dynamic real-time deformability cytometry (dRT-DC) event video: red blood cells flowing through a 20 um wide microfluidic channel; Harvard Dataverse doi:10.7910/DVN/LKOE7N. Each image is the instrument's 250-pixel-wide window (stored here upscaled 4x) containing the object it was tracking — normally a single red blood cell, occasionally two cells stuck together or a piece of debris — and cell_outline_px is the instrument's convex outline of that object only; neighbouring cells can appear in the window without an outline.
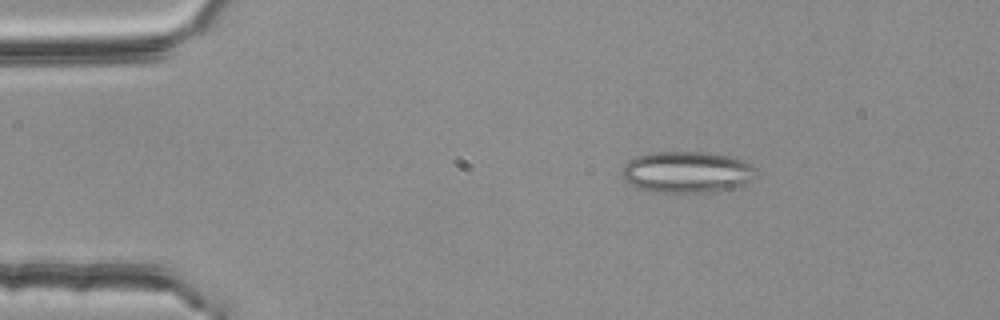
{"species": "common noctule bat (a hibernating species)", "species_latin": "Nyctalus noctula", "temperature_condition": "room temperature", "stored_images_in_passage": 2, "camera_frame_rate_fps": 3000, "um_per_image_px": 0.085, "animal": {"sex": "female", "body_mass_g": 25.1}, "frame": {"image": 1, "passage_image": 1, "time_ms": 0.0, "image_size_px": [1000, 320], "cell_outline_px": [[756, 176], [752, 180], [744, 184], [732, 188], [708, 192], [656, 192], [636, 188], [624, 180], [620, 176], [620, 168], [628, 160], [636, 156], [648, 152], [712, 152], [732, 156], [744, 160], [752, 164], [756, 168]], "centroid_in_image_um": [58.36, 14.61], "position_along_channel_um": 26.6, "area_um2": 33.06}}